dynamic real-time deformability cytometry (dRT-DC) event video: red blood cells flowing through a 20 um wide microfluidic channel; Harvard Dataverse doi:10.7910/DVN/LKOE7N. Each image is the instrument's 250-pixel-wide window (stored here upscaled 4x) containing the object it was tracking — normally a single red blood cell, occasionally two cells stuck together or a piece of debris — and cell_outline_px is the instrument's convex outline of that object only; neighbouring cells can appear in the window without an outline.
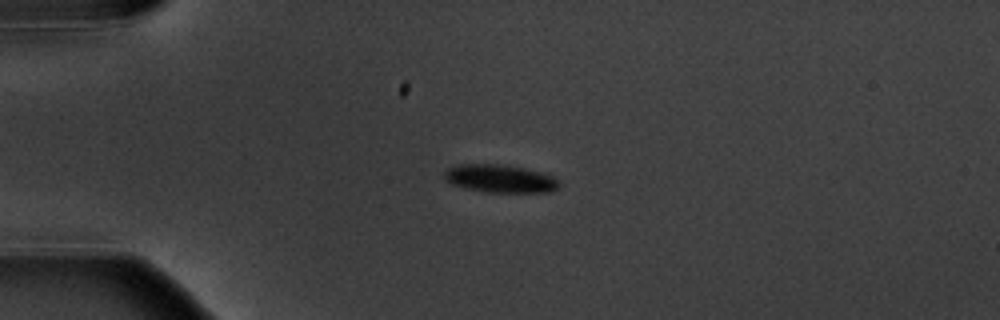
{"species": "common noctule bat (a hibernating species)", "species_latin": "Nyctalus noctula", "temperature_condition": "warm", "stored_images_in_passage": 4, "camera_frame_rate_fps": 3000, "um_per_image_px": 0.085, "animal": {"sex": "male", "body_mass_g": 20.1, "forearm_length_mm": 53.5}, "frame": {"image": 1, "passage_image": 3, "time_ms": 2.333, "image_size_px": [1000, 320], "cell_outline_px": [[560, 188], [552, 192], [484, 192], [452, 184], [444, 176], [444, 172], [448, 168], [456, 164], [500, 164], [524, 168], [540, 172], [552, 176], [560, 184]], "centroid_in_image_um": [42.53, 15.18], "position_along_channel_um": 42.5, "area_um2": 18.61}}